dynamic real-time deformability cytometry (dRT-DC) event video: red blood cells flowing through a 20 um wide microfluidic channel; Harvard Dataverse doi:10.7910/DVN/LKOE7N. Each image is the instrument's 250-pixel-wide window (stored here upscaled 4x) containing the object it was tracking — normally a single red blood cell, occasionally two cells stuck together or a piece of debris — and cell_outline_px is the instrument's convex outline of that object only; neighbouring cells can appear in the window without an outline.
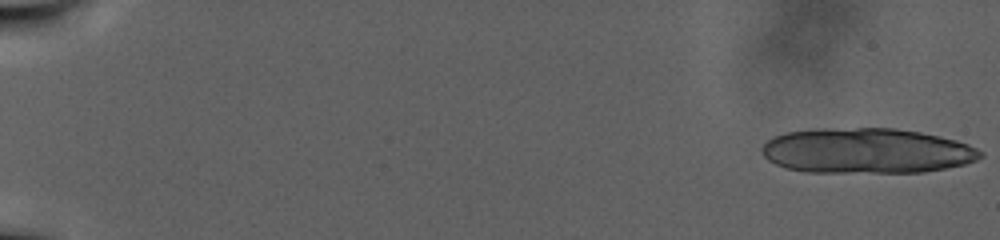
{"species": "human", "species_latin": "Homo sapiens", "temperature_condition": "warm", "stored_images_in_passage": 35, "camera_frame_rate_fps": 3000, "um_per_image_px": 0.085, "donor": {"sex": "male"}, "frame": {"image": 1, "passage_image": 1, "time_ms": 0.0, "image_size_px": [1000, 240], "cell_outline_px": [[984, 156], [976, 160], [964, 164], [924, 172], [804, 172], [784, 168], [768, 160], [760, 152], [760, 148], [772, 136], [784, 132], [820, 128], [896, 128], [920, 132], [956, 140], [968, 144], [984, 152]], "centroid_in_image_um": [73.62, 12.81], "position_along_channel_um": 11.4, "area_um2": 58.03}}